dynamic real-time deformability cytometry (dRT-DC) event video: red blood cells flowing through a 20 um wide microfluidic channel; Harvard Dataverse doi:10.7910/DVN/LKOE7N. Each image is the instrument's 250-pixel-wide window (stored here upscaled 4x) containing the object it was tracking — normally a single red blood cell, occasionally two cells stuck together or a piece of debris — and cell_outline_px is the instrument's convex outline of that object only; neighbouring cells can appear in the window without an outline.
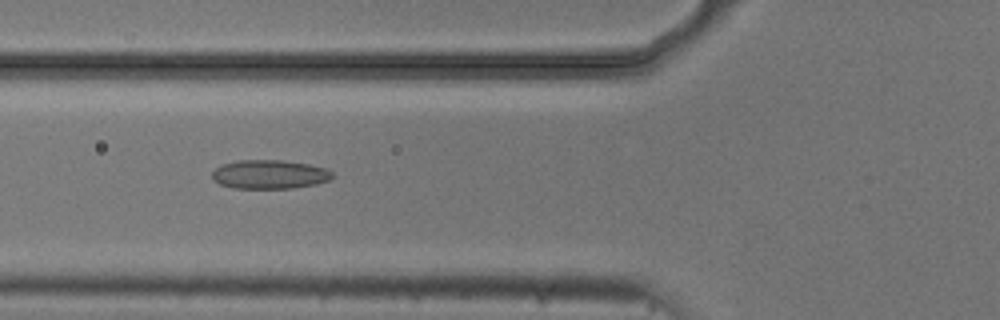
{"species": "common noctule bat (a hibernating species)", "species_latin": "Nyctalus noctula", "temperature_condition": "cold", "stored_images_in_passage": 44, "camera_frame_rate_fps": 3000, "um_per_image_px": 0.085, "animal": {"sex": "male", "body_mass_g": 20.5, "forearm_length_mm": 52.5}, "frame": {"image": 1, "passage_image": 20, "time_ms": 6.333, "image_size_px": [1000, 320], "cell_outline_px": [[332, 180], [316, 184], [292, 188], [232, 188], [220, 184], [212, 180], [212, 172], [220, 164], [236, 160], [280, 160], [308, 164], [328, 168], [332, 172]], "centroid_in_image_um": [22.9, 14.82], "position_along_channel_um": 102.9, "area_um2": 20.46}}
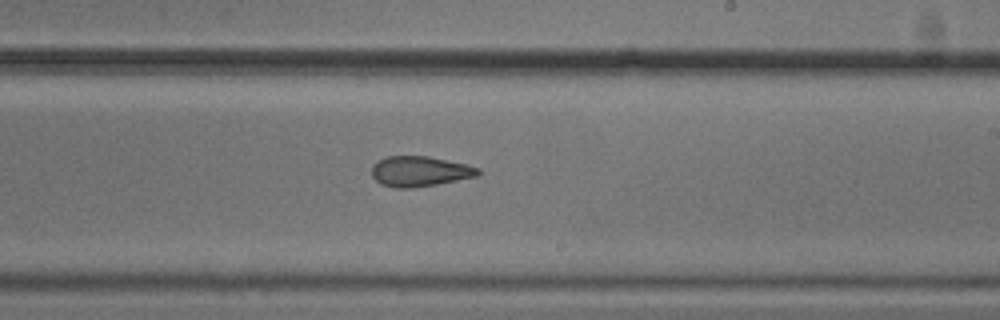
{"frame": {"image": 2, "passage_image": 32, "time_ms": 10.333, "image_size_px": [1000, 320], "cell_outline_px": [[480, 172], [476, 176], [436, 184], [412, 188], [396, 188], [380, 184], [372, 176], [372, 164], [388, 156], [428, 156], [468, 164], [480, 168]], "centroid_in_image_um": [35.67, 14.56], "position_along_channel_um": 253.3, "area_um2": 18.73}}
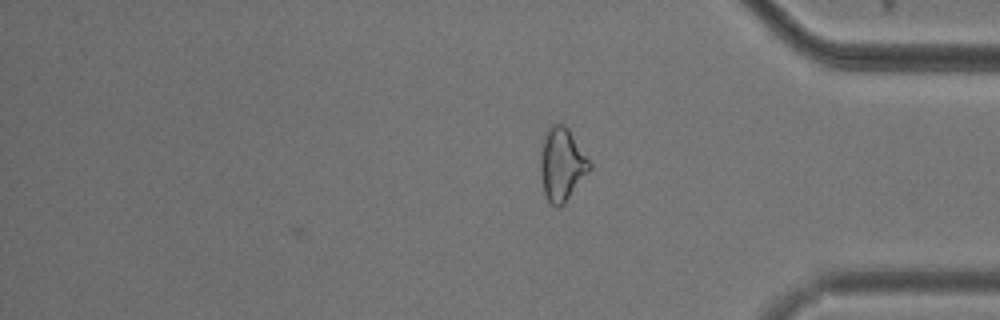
{"frame": {"image": 3, "passage_image": 44, "time_ms": 14.333, "image_size_px": [1000, 320], "cell_outline_px": [[592, 168], [564, 204], [556, 208], [548, 200], [544, 192], [540, 172], [540, 152], [548, 128], [552, 124], [560, 120], [568, 128], [592, 164]], "centroid_in_image_um": [47.76, 13.95], "position_along_channel_um": 387.4, "area_um2": 20.98}, "authors_computed_cell_mechanics": {"area_um2": 19.8254, "velocity_mm_per_s": 3.7557, "shape_relaxation_time_tau1_ms": null, "shape_relaxation_time_tau2_ms": 3.2992, "deformation_change_tau1": null, "deformation_change_tau2": 0.1041}}